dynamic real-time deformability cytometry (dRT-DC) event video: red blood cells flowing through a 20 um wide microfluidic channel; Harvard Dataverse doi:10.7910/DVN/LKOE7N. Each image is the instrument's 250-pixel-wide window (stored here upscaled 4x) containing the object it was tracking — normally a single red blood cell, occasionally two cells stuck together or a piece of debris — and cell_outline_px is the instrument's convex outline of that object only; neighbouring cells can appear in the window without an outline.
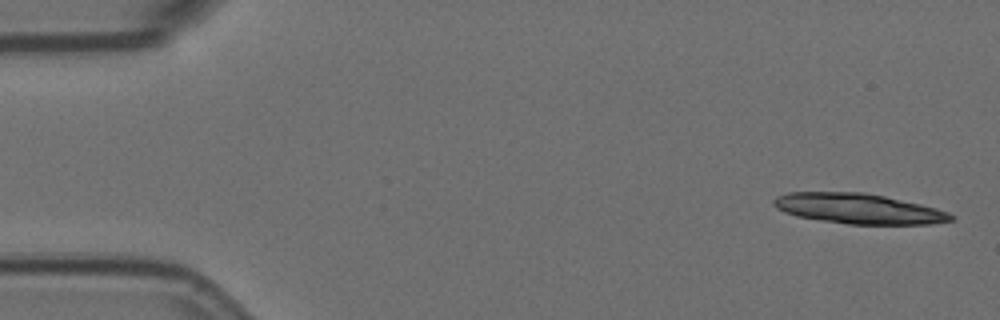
{"species": "Egyptian fruit bat (a non-hibernating species)", "species_latin": "Rousettus aegyptiacus", "temperature_condition": "room temperature", "stored_images_in_passage": 11, "camera_frame_rate_fps": 3000, "um_per_image_px": 0.085, "animal": {"sex": "female"}, "frame": {"image": 1, "passage_image": 1, "time_ms": 0.0, "image_size_px": [1000, 320], "cell_outline_px": [[956, 220], [932, 224], [848, 224], [820, 220], [796, 216], [784, 212], [776, 208], [772, 204], [772, 200], [776, 196], [788, 192], [864, 192], [884, 196], [920, 204], [936, 208], [948, 212], [956, 216]], "centroid_in_image_um": [72.97, 17.73], "position_along_channel_um": 12.0, "area_um2": 31.39}}
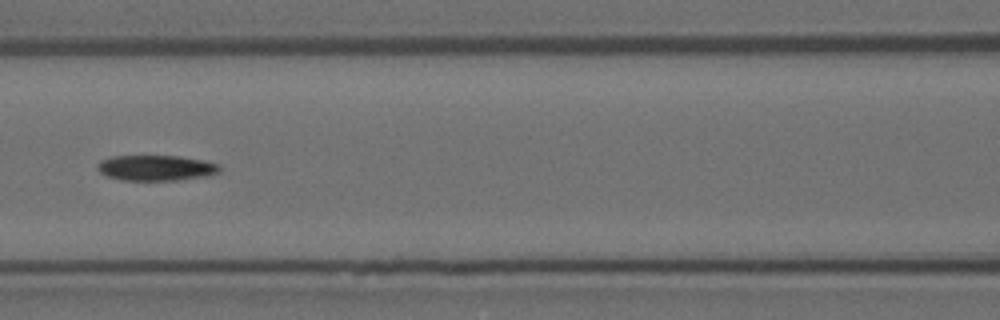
{"frame": {"image": 2, "passage_image": 7, "time_ms": 2.0, "image_size_px": [1000, 320], "cell_outline_px": [[220, 172], [204, 176], [176, 180], [120, 180], [108, 176], [100, 172], [100, 160], [112, 156], [180, 156], [204, 160], [220, 164]], "centroid_in_image_um": [13.31, 14.26], "position_along_channel_um": 153.3, "area_um2": 17.98}}
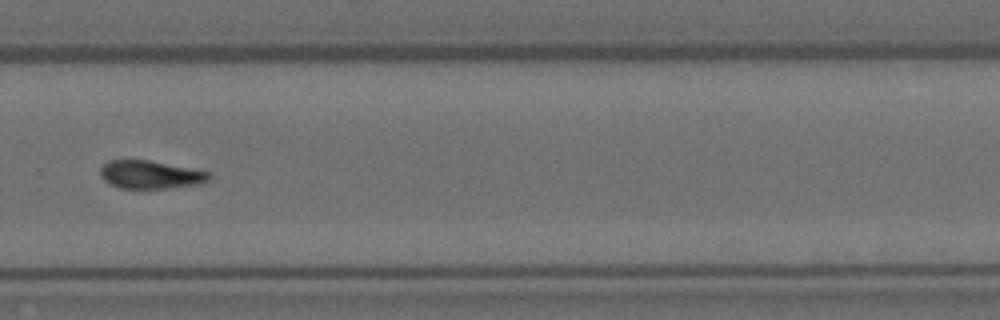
{"frame": {"image": 3, "passage_image": 11, "time_ms": 3.333, "image_size_px": [1000, 320], "cell_outline_px": [[212, 176], [208, 180], [200, 184], [168, 188], [120, 188], [108, 184], [104, 180], [100, 172], [100, 168], [108, 160], [148, 160], [208, 172]], "centroid_in_image_um": [12.75, 14.85], "position_along_channel_um": 317.0, "area_um2": 17.63}}